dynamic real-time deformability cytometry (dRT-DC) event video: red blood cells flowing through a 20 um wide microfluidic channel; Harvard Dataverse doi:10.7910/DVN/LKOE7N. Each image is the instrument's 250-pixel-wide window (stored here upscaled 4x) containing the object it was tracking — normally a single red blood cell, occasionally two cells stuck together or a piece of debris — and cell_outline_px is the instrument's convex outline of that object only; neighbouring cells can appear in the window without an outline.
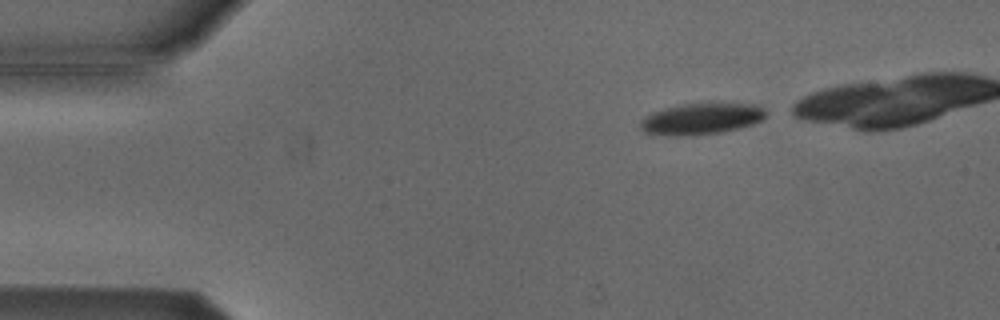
{"species": "Egyptian fruit bat (a non-hibernating species)", "species_latin": "Rousettus aegyptiacus", "temperature_condition": "cold", "stored_images_in_passage": 16, "camera_frame_rate_fps": 3000, "um_per_image_px": 0.085, "animal": {"sex": "male"}, "frame": {"image": 1, "passage_image": 1, "time_ms": 0.0, "image_size_px": [1000, 320], "cell_outline_px": [[768, 112], [760, 120], [752, 124], [720, 132], [692, 136], [672, 136], [644, 132], [640, 128], [640, 120], [644, 116], [652, 112], [664, 108], [680, 104], [712, 100], [760, 104]], "centroid_in_image_um": [59.64, 10.03], "position_along_channel_um": 25.4, "area_um2": 23.99}}
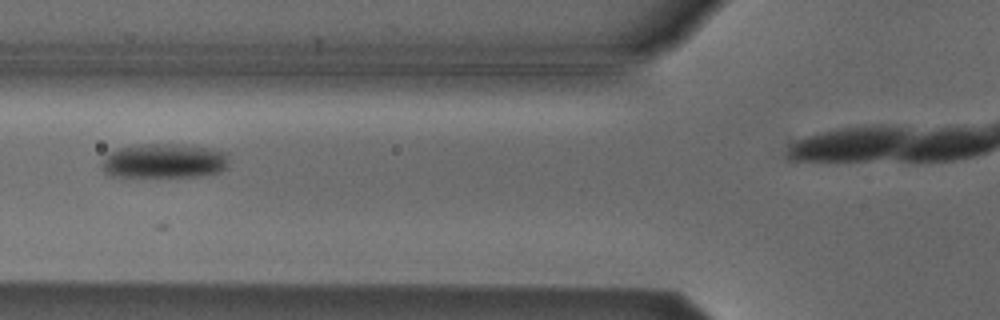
{"frame": {"image": 2, "passage_image": 13, "time_ms": 4.0, "image_size_px": [1000, 320], "cell_outline_px": [[228, 168], [220, 172], [200, 176], [108, 176], [104, 172], [100, 164], [104, 156], [108, 152], [116, 148], [136, 144], [176, 144], [212, 148], [224, 152], [228, 156]], "centroid_in_image_um": [13.92, 13.67], "position_along_channel_um": 111.9, "area_um2": 25.95}}